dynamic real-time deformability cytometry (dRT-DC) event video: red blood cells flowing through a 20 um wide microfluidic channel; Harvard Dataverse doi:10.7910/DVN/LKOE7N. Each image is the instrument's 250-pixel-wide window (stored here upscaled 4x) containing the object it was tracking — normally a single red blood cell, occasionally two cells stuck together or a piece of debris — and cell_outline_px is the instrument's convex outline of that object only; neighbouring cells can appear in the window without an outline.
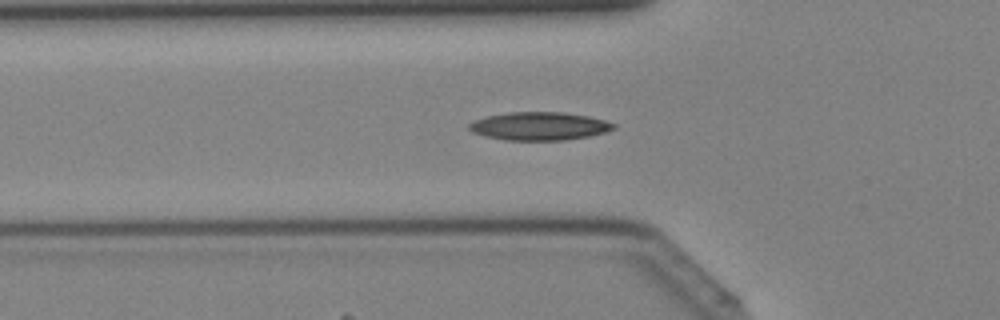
{"species": "Egyptian fruit bat (a non-hibernating species)", "species_latin": "Rousettus aegyptiacus", "temperature_condition": "cold", "stored_images_in_passage": 34, "camera_frame_rate_fps": 3000, "um_per_image_px": 0.085, "animal": {"sex": "female"}, "frame": {"image": 1, "passage_image": 6, "time_ms": 1.667, "image_size_px": [1000, 320], "cell_outline_px": [[616, 128], [604, 132], [588, 136], [564, 140], [504, 140], [484, 136], [472, 132], [468, 128], [468, 124], [476, 120], [488, 116], [508, 112], [564, 112], [588, 116], [604, 120], [616, 124]], "centroid_in_image_um": [45.83, 10.72], "position_along_channel_um": 80.0, "area_um2": 23.64}}
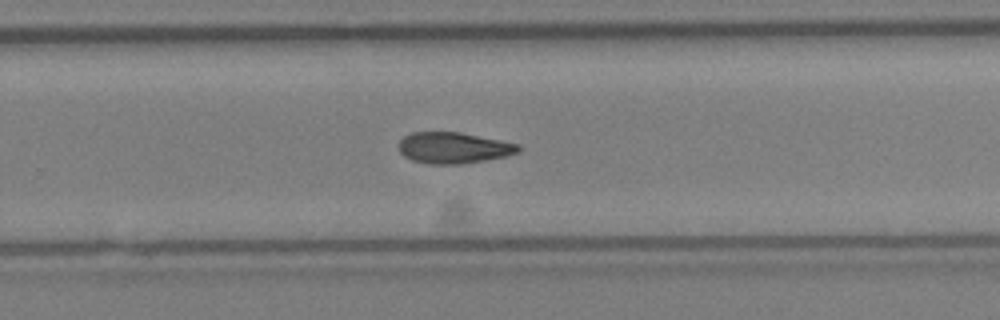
{"frame": {"image": 2, "passage_image": 19, "time_ms": 6.0, "image_size_px": [1000, 320], "cell_outline_px": [[520, 152], [504, 156], [484, 160], [460, 164], [432, 164], [412, 160], [404, 156], [400, 152], [400, 140], [404, 136], [412, 132], [460, 132], [520, 144]], "centroid_in_image_um": [38.56, 12.56], "position_along_channel_um": 291.2, "area_um2": 21.56}}
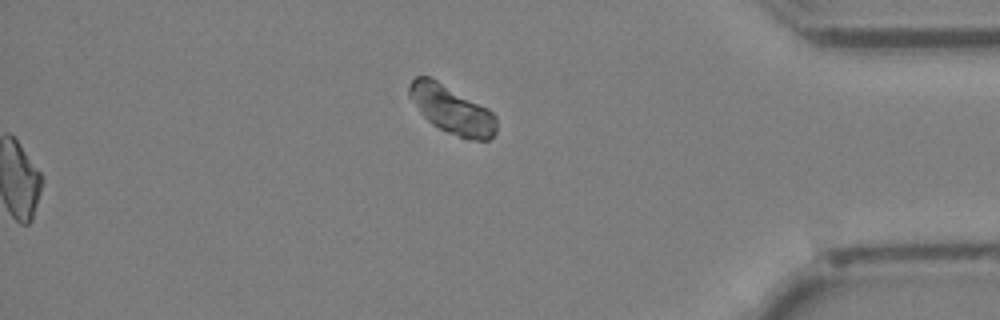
{"frame": {"image": 3, "passage_image": 34, "time_ms": 11.0, "image_size_px": [1000, 320], "cell_outline_px": [[496, 132], [488, 140], [476, 140], [460, 136], [448, 132], [432, 124], [424, 116], [408, 96], [408, 84], [416, 76], [428, 76], [436, 80], [488, 108], [496, 116]], "centroid_in_image_um": [38.39, 9.31], "position_along_channel_um": 396.8, "area_um2": 24.04}}